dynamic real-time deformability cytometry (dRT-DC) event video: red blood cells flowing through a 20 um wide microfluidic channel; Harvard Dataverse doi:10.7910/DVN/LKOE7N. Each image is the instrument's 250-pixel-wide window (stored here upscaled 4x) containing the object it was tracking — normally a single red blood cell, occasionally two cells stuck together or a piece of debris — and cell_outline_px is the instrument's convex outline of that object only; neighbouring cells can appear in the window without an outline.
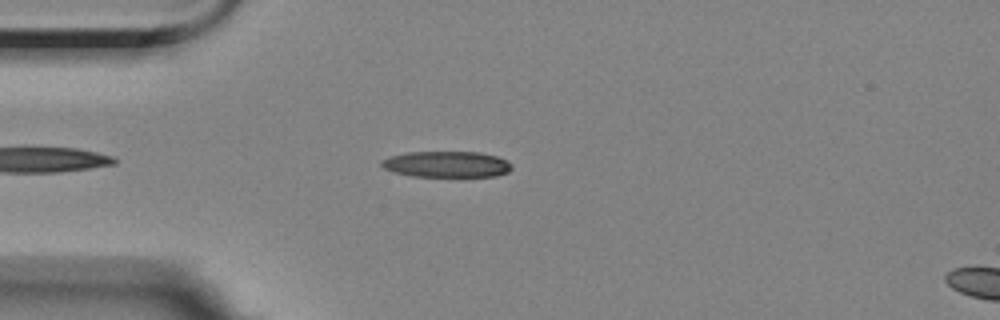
{"species": "Egyptian fruit bat (a non-hibernating species)", "species_latin": "Rousettus aegyptiacus", "temperature_condition": "room temperature", "stored_images_in_passage": 47, "camera_frame_rate_fps": 3000, "um_per_image_px": 0.085, "animal": {"sex": "female"}, "frame": {"image": 1, "passage_image": 8, "time_ms": 2.333, "image_size_px": [1000, 320], "cell_outline_px": [[512, 168], [508, 172], [496, 176], [412, 176], [396, 172], [384, 168], [380, 164], [380, 160], [392, 156], [408, 152], [480, 152], [496, 156], [508, 160], [512, 164]], "centroid_in_image_um": [38.0, 13.96], "position_along_channel_um": 47.0, "area_um2": 19.71}}
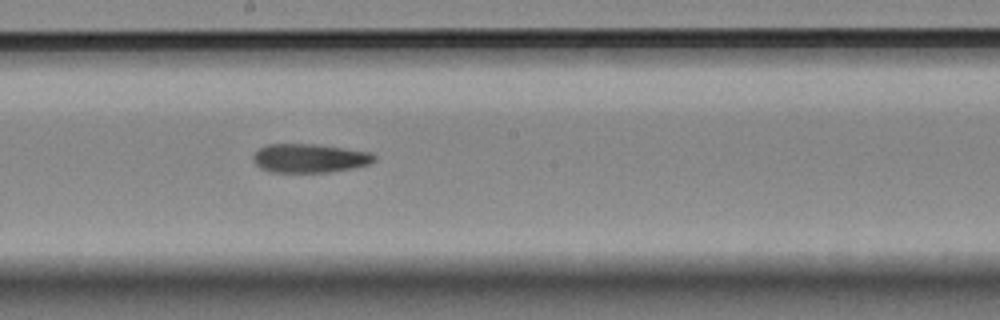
{"frame": {"image": 2, "passage_image": 24, "time_ms": 7.667, "image_size_px": [1000, 320], "cell_outline_px": [[376, 160], [368, 164], [352, 168], [328, 172], [272, 172], [260, 168], [252, 160], [252, 156], [260, 148], [268, 144], [316, 144], [372, 152], [376, 156]], "centroid_in_image_um": [26.32, 13.44], "position_along_channel_um": 221.9, "area_um2": 20.35}}
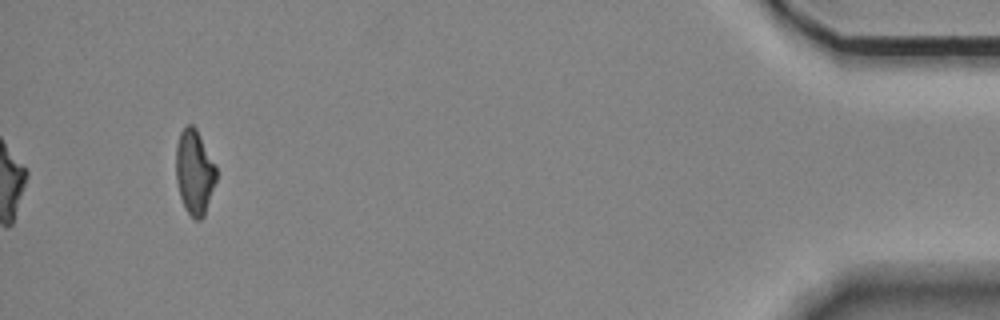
{"frame": {"image": 3, "passage_image": 47, "time_ms": 15.333, "image_size_px": [1000, 320], "cell_outline_px": [[216, 180], [204, 216], [200, 220], [196, 220], [184, 208], [180, 196], [176, 180], [176, 144], [180, 132], [188, 124], [192, 124], [196, 128], [216, 164]], "centroid_in_image_um": [16.52, 14.61], "position_along_channel_um": 418.7, "area_um2": 19.94}, "authors_computed_cell_mechanics": {"area_um2": 20.808, "velocity_mm_per_s": 3.5228, "shape_relaxation_time_tau1_ms": null, "shape_relaxation_time_tau2_ms": 8.6485, "deformation_change_tau1": null, "deformation_change_tau2": 0.2087}}